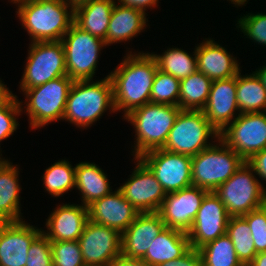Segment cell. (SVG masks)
I'll return each instance as SVG.
<instances>
[{
    "label": "cell",
    "mask_w": 266,
    "mask_h": 266,
    "mask_svg": "<svg viewBox=\"0 0 266 266\" xmlns=\"http://www.w3.org/2000/svg\"><path fill=\"white\" fill-rule=\"evenodd\" d=\"M125 60L109 74L113 84L115 110H132L150 102V94L158 69L152 53L127 54Z\"/></svg>",
    "instance_id": "6da1fadb"
},
{
    "label": "cell",
    "mask_w": 266,
    "mask_h": 266,
    "mask_svg": "<svg viewBox=\"0 0 266 266\" xmlns=\"http://www.w3.org/2000/svg\"><path fill=\"white\" fill-rule=\"evenodd\" d=\"M15 3L17 15L32 42L60 41L74 22V9L63 0H16Z\"/></svg>",
    "instance_id": "7a4b0ae2"
},
{
    "label": "cell",
    "mask_w": 266,
    "mask_h": 266,
    "mask_svg": "<svg viewBox=\"0 0 266 266\" xmlns=\"http://www.w3.org/2000/svg\"><path fill=\"white\" fill-rule=\"evenodd\" d=\"M90 81H74L67 98L63 119L78 127L91 126L106 110L116 112L110 76L100 81Z\"/></svg>",
    "instance_id": "3957f363"
},
{
    "label": "cell",
    "mask_w": 266,
    "mask_h": 266,
    "mask_svg": "<svg viewBox=\"0 0 266 266\" xmlns=\"http://www.w3.org/2000/svg\"><path fill=\"white\" fill-rule=\"evenodd\" d=\"M180 110L179 106L149 102L124 117L135 127V158L164 147Z\"/></svg>",
    "instance_id": "277c9868"
},
{
    "label": "cell",
    "mask_w": 266,
    "mask_h": 266,
    "mask_svg": "<svg viewBox=\"0 0 266 266\" xmlns=\"http://www.w3.org/2000/svg\"><path fill=\"white\" fill-rule=\"evenodd\" d=\"M192 157V185L214 192L243 164L244 160L221 139ZM220 146V147H219Z\"/></svg>",
    "instance_id": "5b68a950"
},
{
    "label": "cell",
    "mask_w": 266,
    "mask_h": 266,
    "mask_svg": "<svg viewBox=\"0 0 266 266\" xmlns=\"http://www.w3.org/2000/svg\"><path fill=\"white\" fill-rule=\"evenodd\" d=\"M219 135L202 110H180L163 149L193 157L213 145L207 142L210 136Z\"/></svg>",
    "instance_id": "8992f818"
},
{
    "label": "cell",
    "mask_w": 266,
    "mask_h": 266,
    "mask_svg": "<svg viewBox=\"0 0 266 266\" xmlns=\"http://www.w3.org/2000/svg\"><path fill=\"white\" fill-rule=\"evenodd\" d=\"M69 76H61L40 86L23 90L31 129L63 119L67 98L73 85ZM29 101V102H28Z\"/></svg>",
    "instance_id": "52a82bcc"
},
{
    "label": "cell",
    "mask_w": 266,
    "mask_h": 266,
    "mask_svg": "<svg viewBox=\"0 0 266 266\" xmlns=\"http://www.w3.org/2000/svg\"><path fill=\"white\" fill-rule=\"evenodd\" d=\"M254 169L244 164L214 193L219 197L230 217L246 215L263 206L266 188L256 179Z\"/></svg>",
    "instance_id": "ba28073f"
},
{
    "label": "cell",
    "mask_w": 266,
    "mask_h": 266,
    "mask_svg": "<svg viewBox=\"0 0 266 266\" xmlns=\"http://www.w3.org/2000/svg\"><path fill=\"white\" fill-rule=\"evenodd\" d=\"M66 62V73L73 81L92 80L98 55L105 41L81 30L74 23L61 40Z\"/></svg>",
    "instance_id": "9c48e42d"
},
{
    "label": "cell",
    "mask_w": 266,
    "mask_h": 266,
    "mask_svg": "<svg viewBox=\"0 0 266 266\" xmlns=\"http://www.w3.org/2000/svg\"><path fill=\"white\" fill-rule=\"evenodd\" d=\"M21 90L34 88L50 80L66 76L65 52L60 41L31 42Z\"/></svg>",
    "instance_id": "30bf717a"
},
{
    "label": "cell",
    "mask_w": 266,
    "mask_h": 266,
    "mask_svg": "<svg viewBox=\"0 0 266 266\" xmlns=\"http://www.w3.org/2000/svg\"><path fill=\"white\" fill-rule=\"evenodd\" d=\"M244 161L266 148V112L242 113L219 135Z\"/></svg>",
    "instance_id": "8fae6325"
},
{
    "label": "cell",
    "mask_w": 266,
    "mask_h": 266,
    "mask_svg": "<svg viewBox=\"0 0 266 266\" xmlns=\"http://www.w3.org/2000/svg\"><path fill=\"white\" fill-rule=\"evenodd\" d=\"M139 158L153 172L166 193L192 185V157L159 148L148 151Z\"/></svg>",
    "instance_id": "7c38bea8"
},
{
    "label": "cell",
    "mask_w": 266,
    "mask_h": 266,
    "mask_svg": "<svg viewBox=\"0 0 266 266\" xmlns=\"http://www.w3.org/2000/svg\"><path fill=\"white\" fill-rule=\"evenodd\" d=\"M85 266H109L121 255L122 235L88 220L78 239Z\"/></svg>",
    "instance_id": "4fadbf2b"
},
{
    "label": "cell",
    "mask_w": 266,
    "mask_h": 266,
    "mask_svg": "<svg viewBox=\"0 0 266 266\" xmlns=\"http://www.w3.org/2000/svg\"><path fill=\"white\" fill-rule=\"evenodd\" d=\"M134 159L137 166L130 179L118 189L139 213L158 212L166 192L149 167L139 157Z\"/></svg>",
    "instance_id": "5bb4252c"
},
{
    "label": "cell",
    "mask_w": 266,
    "mask_h": 266,
    "mask_svg": "<svg viewBox=\"0 0 266 266\" xmlns=\"http://www.w3.org/2000/svg\"><path fill=\"white\" fill-rule=\"evenodd\" d=\"M230 216L214 192H207L187 232L191 249L198 250L206 243L226 234Z\"/></svg>",
    "instance_id": "9a60e30c"
},
{
    "label": "cell",
    "mask_w": 266,
    "mask_h": 266,
    "mask_svg": "<svg viewBox=\"0 0 266 266\" xmlns=\"http://www.w3.org/2000/svg\"><path fill=\"white\" fill-rule=\"evenodd\" d=\"M207 192L205 189L191 185L179 191L166 193L158 211L165 226L187 233Z\"/></svg>",
    "instance_id": "2e32d148"
},
{
    "label": "cell",
    "mask_w": 266,
    "mask_h": 266,
    "mask_svg": "<svg viewBox=\"0 0 266 266\" xmlns=\"http://www.w3.org/2000/svg\"><path fill=\"white\" fill-rule=\"evenodd\" d=\"M41 230L23 220L0 222V266H25L29 247Z\"/></svg>",
    "instance_id": "e0dca14e"
},
{
    "label": "cell",
    "mask_w": 266,
    "mask_h": 266,
    "mask_svg": "<svg viewBox=\"0 0 266 266\" xmlns=\"http://www.w3.org/2000/svg\"><path fill=\"white\" fill-rule=\"evenodd\" d=\"M138 214L137 209L123 197L119 189L88 206L91 222L111 227L120 234L133 223Z\"/></svg>",
    "instance_id": "ac0fdd59"
},
{
    "label": "cell",
    "mask_w": 266,
    "mask_h": 266,
    "mask_svg": "<svg viewBox=\"0 0 266 266\" xmlns=\"http://www.w3.org/2000/svg\"><path fill=\"white\" fill-rule=\"evenodd\" d=\"M165 227L158 212L139 213L133 223L121 234V254L129 258L142 259L152 241Z\"/></svg>",
    "instance_id": "d6986e66"
},
{
    "label": "cell",
    "mask_w": 266,
    "mask_h": 266,
    "mask_svg": "<svg viewBox=\"0 0 266 266\" xmlns=\"http://www.w3.org/2000/svg\"><path fill=\"white\" fill-rule=\"evenodd\" d=\"M239 111L236 98V76L214 80L211 85L207 103L202 112L219 134L236 119ZM235 117V118H233Z\"/></svg>",
    "instance_id": "ffe728a7"
},
{
    "label": "cell",
    "mask_w": 266,
    "mask_h": 266,
    "mask_svg": "<svg viewBox=\"0 0 266 266\" xmlns=\"http://www.w3.org/2000/svg\"><path fill=\"white\" fill-rule=\"evenodd\" d=\"M88 220V207L63 203L50 214L46 221L48 231L42 230V233L50 241H75L80 238Z\"/></svg>",
    "instance_id": "44dd1931"
},
{
    "label": "cell",
    "mask_w": 266,
    "mask_h": 266,
    "mask_svg": "<svg viewBox=\"0 0 266 266\" xmlns=\"http://www.w3.org/2000/svg\"><path fill=\"white\" fill-rule=\"evenodd\" d=\"M197 71L212 81L228 79L240 72V67L227 50L209 39L196 46Z\"/></svg>",
    "instance_id": "7402d4cb"
},
{
    "label": "cell",
    "mask_w": 266,
    "mask_h": 266,
    "mask_svg": "<svg viewBox=\"0 0 266 266\" xmlns=\"http://www.w3.org/2000/svg\"><path fill=\"white\" fill-rule=\"evenodd\" d=\"M190 250L191 245L187 233L165 227L152 241L142 260L150 266H158L167 261L180 259Z\"/></svg>",
    "instance_id": "603a6c76"
},
{
    "label": "cell",
    "mask_w": 266,
    "mask_h": 266,
    "mask_svg": "<svg viewBox=\"0 0 266 266\" xmlns=\"http://www.w3.org/2000/svg\"><path fill=\"white\" fill-rule=\"evenodd\" d=\"M114 0H90L74 8V24L106 43Z\"/></svg>",
    "instance_id": "cb8c5ba5"
},
{
    "label": "cell",
    "mask_w": 266,
    "mask_h": 266,
    "mask_svg": "<svg viewBox=\"0 0 266 266\" xmlns=\"http://www.w3.org/2000/svg\"><path fill=\"white\" fill-rule=\"evenodd\" d=\"M146 20V13L141 10L115 4L108 25L106 45L127 41L140 34L147 26Z\"/></svg>",
    "instance_id": "d4e9b609"
},
{
    "label": "cell",
    "mask_w": 266,
    "mask_h": 266,
    "mask_svg": "<svg viewBox=\"0 0 266 266\" xmlns=\"http://www.w3.org/2000/svg\"><path fill=\"white\" fill-rule=\"evenodd\" d=\"M19 168L5 160L0 165V222L23 220L20 216Z\"/></svg>",
    "instance_id": "484cf974"
},
{
    "label": "cell",
    "mask_w": 266,
    "mask_h": 266,
    "mask_svg": "<svg viewBox=\"0 0 266 266\" xmlns=\"http://www.w3.org/2000/svg\"><path fill=\"white\" fill-rule=\"evenodd\" d=\"M75 168V187L82 193L84 206L88 207L112 191L107 175L98 165L81 162Z\"/></svg>",
    "instance_id": "4316f807"
},
{
    "label": "cell",
    "mask_w": 266,
    "mask_h": 266,
    "mask_svg": "<svg viewBox=\"0 0 266 266\" xmlns=\"http://www.w3.org/2000/svg\"><path fill=\"white\" fill-rule=\"evenodd\" d=\"M236 98L240 114L266 112V88L255 73L237 74Z\"/></svg>",
    "instance_id": "83f0119b"
},
{
    "label": "cell",
    "mask_w": 266,
    "mask_h": 266,
    "mask_svg": "<svg viewBox=\"0 0 266 266\" xmlns=\"http://www.w3.org/2000/svg\"><path fill=\"white\" fill-rule=\"evenodd\" d=\"M212 82L210 78L199 71L180 80L178 106L181 110H203Z\"/></svg>",
    "instance_id": "f1b7e54d"
},
{
    "label": "cell",
    "mask_w": 266,
    "mask_h": 266,
    "mask_svg": "<svg viewBox=\"0 0 266 266\" xmlns=\"http://www.w3.org/2000/svg\"><path fill=\"white\" fill-rule=\"evenodd\" d=\"M202 266H244L238 259L232 240L227 234L198 249Z\"/></svg>",
    "instance_id": "f546056e"
},
{
    "label": "cell",
    "mask_w": 266,
    "mask_h": 266,
    "mask_svg": "<svg viewBox=\"0 0 266 266\" xmlns=\"http://www.w3.org/2000/svg\"><path fill=\"white\" fill-rule=\"evenodd\" d=\"M190 54L179 48H169L162 55L152 54L157 67L164 73L182 80L197 71L196 51Z\"/></svg>",
    "instance_id": "4dcf8cb0"
},
{
    "label": "cell",
    "mask_w": 266,
    "mask_h": 266,
    "mask_svg": "<svg viewBox=\"0 0 266 266\" xmlns=\"http://www.w3.org/2000/svg\"><path fill=\"white\" fill-rule=\"evenodd\" d=\"M226 234L232 240L238 259L244 266H248L257 252L247 221L242 216L230 217Z\"/></svg>",
    "instance_id": "1f68e13d"
},
{
    "label": "cell",
    "mask_w": 266,
    "mask_h": 266,
    "mask_svg": "<svg viewBox=\"0 0 266 266\" xmlns=\"http://www.w3.org/2000/svg\"><path fill=\"white\" fill-rule=\"evenodd\" d=\"M75 167L68 160H61L45 170L43 179L45 189L53 197H59L63 193L75 188Z\"/></svg>",
    "instance_id": "d6a6232c"
},
{
    "label": "cell",
    "mask_w": 266,
    "mask_h": 266,
    "mask_svg": "<svg viewBox=\"0 0 266 266\" xmlns=\"http://www.w3.org/2000/svg\"><path fill=\"white\" fill-rule=\"evenodd\" d=\"M180 80L157 69L153 81L150 102L178 106Z\"/></svg>",
    "instance_id": "836d02e7"
},
{
    "label": "cell",
    "mask_w": 266,
    "mask_h": 266,
    "mask_svg": "<svg viewBox=\"0 0 266 266\" xmlns=\"http://www.w3.org/2000/svg\"><path fill=\"white\" fill-rule=\"evenodd\" d=\"M53 266H85L78 240L51 241Z\"/></svg>",
    "instance_id": "e575fe53"
},
{
    "label": "cell",
    "mask_w": 266,
    "mask_h": 266,
    "mask_svg": "<svg viewBox=\"0 0 266 266\" xmlns=\"http://www.w3.org/2000/svg\"><path fill=\"white\" fill-rule=\"evenodd\" d=\"M251 229L256 252H266V209L262 206L242 216Z\"/></svg>",
    "instance_id": "d590c367"
},
{
    "label": "cell",
    "mask_w": 266,
    "mask_h": 266,
    "mask_svg": "<svg viewBox=\"0 0 266 266\" xmlns=\"http://www.w3.org/2000/svg\"><path fill=\"white\" fill-rule=\"evenodd\" d=\"M244 15L238 20V28L254 42L266 45V14L257 13Z\"/></svg>",
    "instance_id": "8d00e7d4"
},
{
    "label": "cell",
    "mask_w": 266,
    "mask_h": 266,
    "mask_svg": "<svg viewBox=\"0 0 266 266\" xmlns=\"http://www.w3.org/2000/svg\"><path fill=\"white\" fill-rule=\"evenodd\" d=\"M15 95L8 103L0 105V142L11 136L18 127L16 116L23 109Z\"/></svg>",
    "instance_id": "74e56055"
},
{
    "label": "cell",
    "mask_w": 266,
    "mask_h": 266,
    "mask_svg": "<svg viewBox=\"0 0 266 266\" xmlns=\"http://www.w3.org/2000/svg\"><path fill=\"white\" fill-rule=\"evenodd\" d=\"M51 241L41 233L30 245L25 266H53Z\"/></svg>",
    "instance_id": "f35d334b"
},
{
    "label": "cell",
    "mask_w": 266,
    "mask_h": 266,
    "mask_svg": "<svg viewBox=\"0 0 266 266\" xmlns=\"http://www.w3.org/2000/svg\"><path fill=\"white\" fill-rule=\"evenodd\" d=\"M158 266H202L200 253L196 249H191L182 258L172 261H167Z\"/></svg>",
    "instance_id": "ab89813d"
},
{
    "label": "cell",
    "mask_w": 266,
    "mask_h": 266,
    "mask_svg": "<svg viewBox=\"0 0 266 266\" xmlns=\"http://www.w3.org/2000/svg\"><path fill=\"white\" fill-rule=\"evenodd\" d=\"M253 169L254 173L266 181V148L255 153L246 161Z\"/></svg>",
    "instance_id": "60d3db41"
},
{
    "label": "cell",
    "mask_w": 266,
    "mask_h": 266,
    "mask_svg": "<svg viewBox=\"0 0 266 266\" xmlns=\"http://www.w3.org/2000/svg\"><path fill=\"white\" fill-rule=\"evenodd\" d=\"M122 6L141 10L145 13L146 8L155 7L158 0H118Z\"/></svg>",
    "instance_id": "b9f144b4"
},
{
    "label": "cell",
    "mask_w": 266,
    "mask_h": 266,
    "mask_svg": "<svg viewBox=\"0 0 266 266\" xmlns=\"http://www.w3.org/2000/svg\"><path fill=\"white\" fill-rule=\"evenodd\" d=\"M109 266H150L146 261L119 255Z\"/></svg>",
    "instance_id": "7bdbcfd3"
},
{
    "label": "cell",
    "mask_w": 266,
    "mask_h": 266,
    "mask_svg": "<svg viewBox=\"0 0 266 266\" xmlns=\"http://www.w3.org/2000/svg\"><path fill=\"white\" fill-rule=\"evenodd\" d=\"M15 95L0 80V105L8 103Z\"/></svg>",
    "instance_id": "ee69618b"
},
{
    "label": "cell",
    "mask_w": 266,
    "mask_h": 266,
    "mask_svg": "<svg viewBox=\"0 0 266 266\" xmlns=\"http://www.w3.org/2000/svg\"><path fill=\"white\" fill-rule=\"evenodd\" d=\"M248 266H266V252H259Z\"/></svg>",
    "instance_id": "f6af8a7d"
},
{
    "label": "cell",
    "mask_w": 266,
    "mask_h": 266,
    "mask_svg": "<svg viewBox=\"0 0 266 266\" xmlns=\"http://www.w3.org/2000/svg\"><path fill=\"white\" fill-rule=\"evenodd\" d=\"M257 75V77L260 79L263 86L266 88V66H263L259 70H256L253 72Z\"/></svg>",
    "instance_id": "bcb514c9"
},
{
    "label": "cell",
    "mask_w": 266,
    "mask_h": 266,
    "mask_svg": "<svg viewBox=\"0 0 266 266\" xmlns=\"http://www.w3.org/2000/svg\"><path fill=\"white\" fill-rule=\"evenodd\" d=\"M66 4L71 6V8H76L77 6L84 4L90 0H63Z\"/></svg>",
    "instance_id": "7dc6e473"
},
{
    "label": "cell",
    "mask_w": 266,
    "mask_h": 266,
    "mask_svg": "<svg viewBox=\"0 0 266 266\" xmlns=\"http://www.w3.org/2000/svg\"><path fill=\"white\" fill-rule=\"evenodd\" d=\"M247 0H231V3L233 2V4H235V6H240V5H243L245 4Z\"/></svg>",
    "instance_id": "c3c4849f"
},
{
    "label": "cell",
    "mask_w": 266,
    "mask_h": 266,
    "mask_svg": "<svg viewBox=\"0 0 266 266\" xmlns=\"http://www.w3.org/2000/svg\"><path fill=\"white\" fill-rule=\"evenodd\" d=\"M263 207L266 209V197L264 199Z\"/></svg>",
    "instance_id": "681fc988"
},
{
    "label": "cell",
    "mask_w": 266,
    "mask_h": 266,
    "mask_svg": "<svg viewBox=\"0 0 266 266\" xmlns=\"http://www.w3.org/2000/svg\"><path fill=\"white\" fill-rule=\"evenodd\" d=\"M5 161V159L0 157V165Z\"/></svg>",
    "instance_id": "f907efd6"
}]
</instances>
